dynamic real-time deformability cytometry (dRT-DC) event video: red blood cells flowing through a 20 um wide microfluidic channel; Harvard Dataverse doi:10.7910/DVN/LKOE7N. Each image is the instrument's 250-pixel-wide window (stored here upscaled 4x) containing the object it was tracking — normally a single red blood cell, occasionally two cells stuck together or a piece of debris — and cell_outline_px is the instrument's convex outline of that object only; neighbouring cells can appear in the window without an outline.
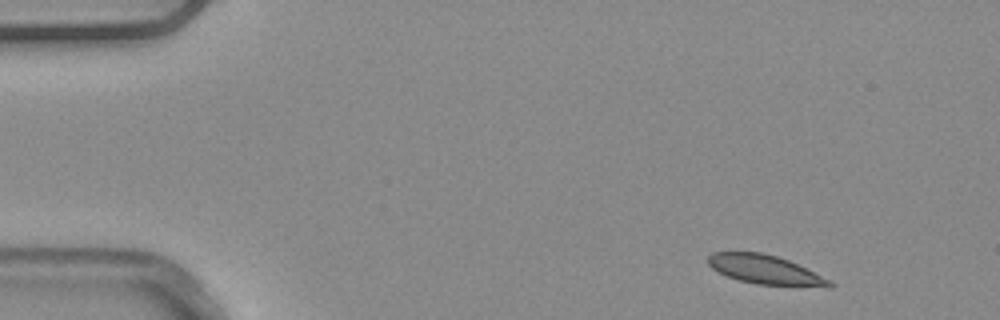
{"species": "common noctule bat (a hibernating species)", "species_latin": "Nyctalus noctula", "temperature_condition": "warm", "stored_images_in_passage": 48, "camera_frame_rate_fps": 3000, "um_per_image_px": 0.085, "animal": {"sex": "male", "body_mass_g": 20.4}, "frame": {"image": 1, "passage_image": 1, "time_ms": 0.0, "image_size_px": [1000, 320], "cell_outline_px": [[836, 284], [832, 288], [756, 284], [740, 280], [728, 276], [712, 268], [708, 264], [708, 256], [712, 252], [764, 252], [788, 260], [832, 280]], "centroid_in_image_um": [65.12, 22.94], "position_along_channel_um": 19.9, "area_um2": 20.75}}
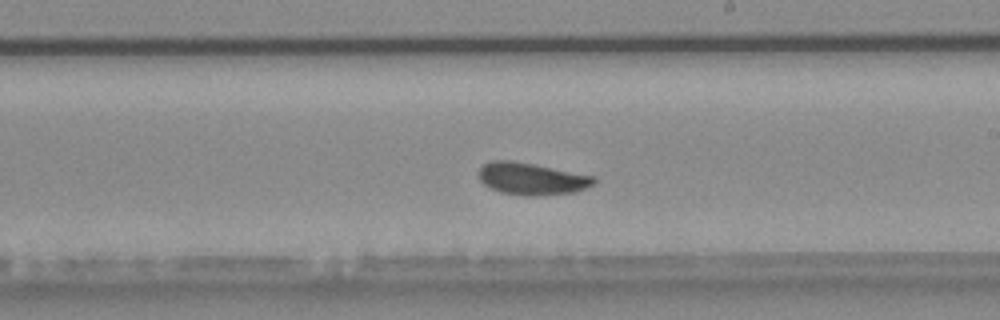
{"frame": {"image": 2, "passage_image": 26, "time_ms": 8.333, "image_size_px": [1000, 320], "cell_outline_px": [[596, 180], [592, 184], [576, 192], [536, 196], [528, 196], [500, 192], [484, 184], [480, 180], [476, 172], [484, 164], [492, 160], [512, 160], [596, 176]], "centroid_in_image_um": [45.17, 15.19], "position_along_channel_um": 243.8, "area_um2": 21.56}}
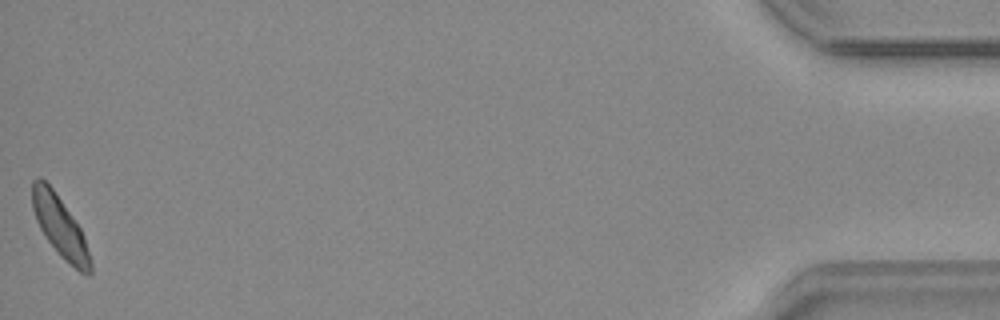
{"frame": {"image": 3, "passage_image": 48, "time_ms": 15.667, "image_size_px": [1000, 320], "cell_outline_px": [[92, 272], [88, 276], [80, 272], [64, 260], [60, 256], [44, 236], [36, 220], [32, 208], [32, 180], [36, 176], [40, 176], [52, 188], [72, 216], [80, 228], [84, 236], [92, 264]], "centroid_in_image_um": [5.09, 19.28], "position_along_channel_um": 430.1, "area_um2": 20.58}, "authors_computed_cell_mechanics": {"area_um2": 21.2415, "velocity_mm_per_s": 3.8375, "shape_relaxation_time_tau1_ms": 5.2843, "shape_relaxation_time_tau2_ms": 1.7285, "deformation_change_tau1": 0.1301, "deformation_change_tau2": 0.0598}}